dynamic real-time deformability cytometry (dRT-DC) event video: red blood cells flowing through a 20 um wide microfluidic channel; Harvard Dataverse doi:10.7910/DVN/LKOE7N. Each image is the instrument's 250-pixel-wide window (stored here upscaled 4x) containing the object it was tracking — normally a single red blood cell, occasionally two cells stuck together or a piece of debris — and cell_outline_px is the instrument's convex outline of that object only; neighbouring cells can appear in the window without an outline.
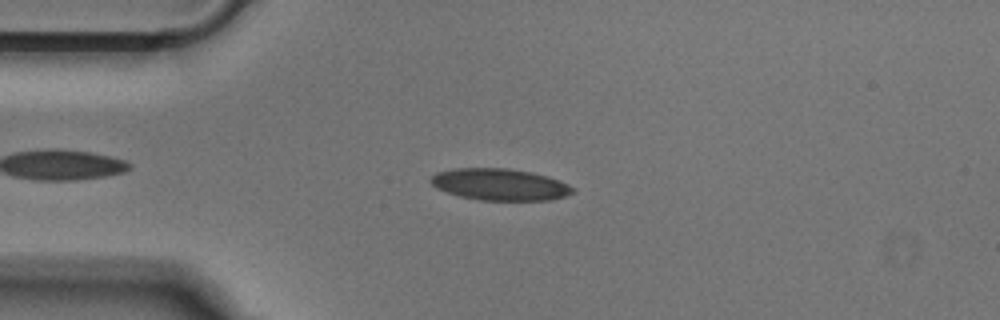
{"species": "Egyptian fruit bat (a non-hibernating species)", "species_latin": "Rousettus aegyptiacus", "temperature_condition": "cold", "stored_images_in_passage": 38, "camera_frame_rate_fps": 3000, "um_per_image_px": 0.085, "animal": {"sex": "male"}, "frame": {"image": 1, "passage_image": 8, "time_ms": 2.333, "image_size_px": [1000, 320], "cell_outline_px": [[576, 192], [552, 200], [480, 200], [460, 196], [436, 188], [428, 180], [436, 172], [452, 168], [508, 168], [548, 176], [560, 180], [576, 188]], "centroid_in_image_um": [42.5, 15.68], "position_along_channel_um": 42.5, "area_um2": 26.36}}
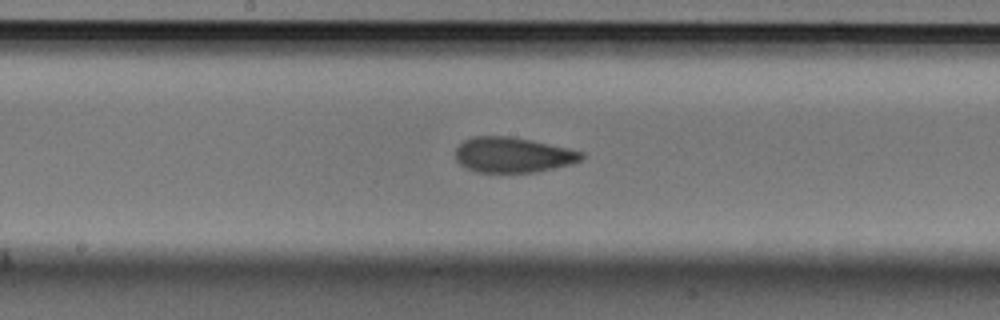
{"frame": {"image": 2, "passage_image": 22, "time_ms": 7.0, "image_size_px": [1000, 320], "cell_outline_px": [[584, 156], [580, 160], [568, 164], [536, 172], [476, 172], [460, 164], [456, 160], [456, 148], [464, 140], [472, 136], [512, 136], [532, 140], [568, 148], [584, 152]], "centroid_in_image_um": [43.57, 13.15], "position_along_channel_um": 204.6, "area_um2": 25.78}}
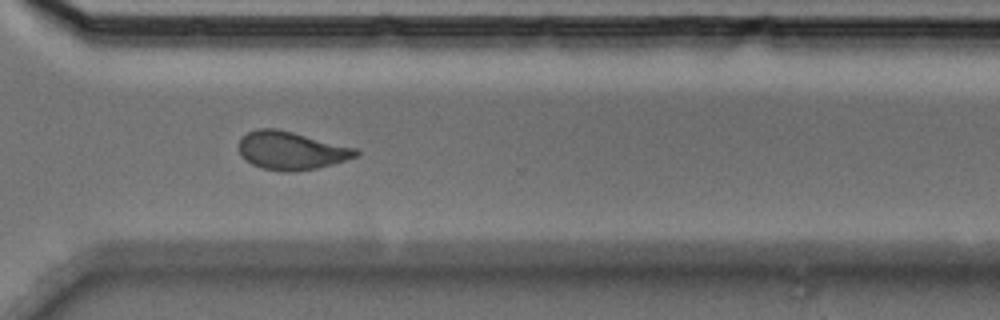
{"frame": {"image": 3, "passage_image": 33, "time_ms": 10.667, "image_size_px": [1000, 320], "cell_outline_px": [[360, 152], [356, 156], [332, 164], [316, 168], [296, 172], [284, 172], [260, 168], [252, 164], [240, 152], [240, 140], [248, 132], [256, 128], [276, 128], [356, 148]], "centroid_in_image_um": [24.75, 12.8], "position_along_channel_um": 345.8, "area_um2": 25.66}}